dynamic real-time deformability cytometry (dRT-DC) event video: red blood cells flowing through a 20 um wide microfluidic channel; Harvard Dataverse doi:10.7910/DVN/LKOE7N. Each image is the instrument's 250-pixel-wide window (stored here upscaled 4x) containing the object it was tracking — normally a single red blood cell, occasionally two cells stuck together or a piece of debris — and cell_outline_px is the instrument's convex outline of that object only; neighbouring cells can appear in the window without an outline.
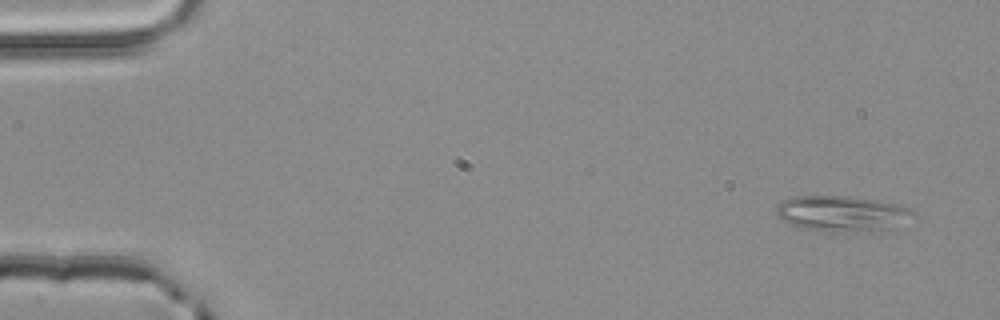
{"species": "common noctule bat (a hibernating species)", "species_latin": "Nyctalus noctula", "temperature_condition": "room temperature", "stored_images_in_passage": 4, "camera_frame_rate_fps": 3000, "um_per_image_px": 0.085, "animal": {"sex": "male", "body_mass_g": 20.4}, "frame": {"image": 1, "passage_image": 1, "time_ms": 0.0, "image_size_px": [1000, 320], "cell_outline_px": [[916, 216], [896, 232], [872, 232], [800, 228], [784, 220], [776, 212], [776, 208], [784, 200], [792, 196], [848, 196], [876, 200], [896, 204], [908, 208], [916, 212]], "centroid_in_image_um": [71.77, 18.17], "position_along_channel_um": 13.2, "area_um2": 28.84}}
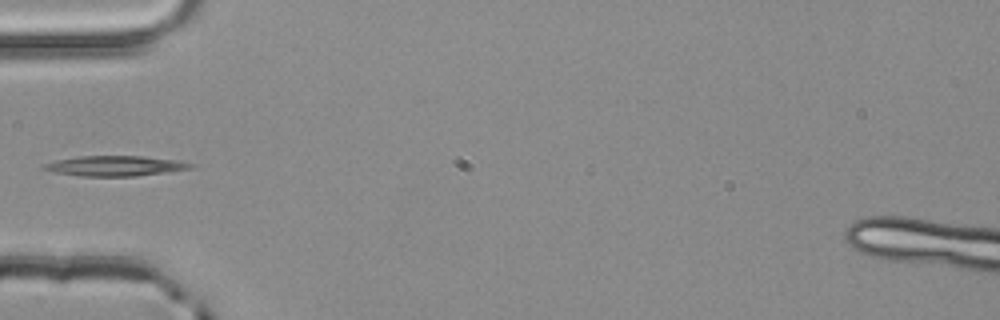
{"frame": {"image": 2, "passage_image": 4, "time_ms": 1.0, "image_size_px": [1000, 320], "cell_outline_px": [[192, 168], [136, 176], [80, 176], [56, 172], [40, 168], [44, 164], [56, 160], [80, 156], [144, 156], [176, 160], [192, 164]], "centroid_in_image_um": [9.74, 14.1], "position_along_channel_um": 75.3, "area_um2": 16.99}}